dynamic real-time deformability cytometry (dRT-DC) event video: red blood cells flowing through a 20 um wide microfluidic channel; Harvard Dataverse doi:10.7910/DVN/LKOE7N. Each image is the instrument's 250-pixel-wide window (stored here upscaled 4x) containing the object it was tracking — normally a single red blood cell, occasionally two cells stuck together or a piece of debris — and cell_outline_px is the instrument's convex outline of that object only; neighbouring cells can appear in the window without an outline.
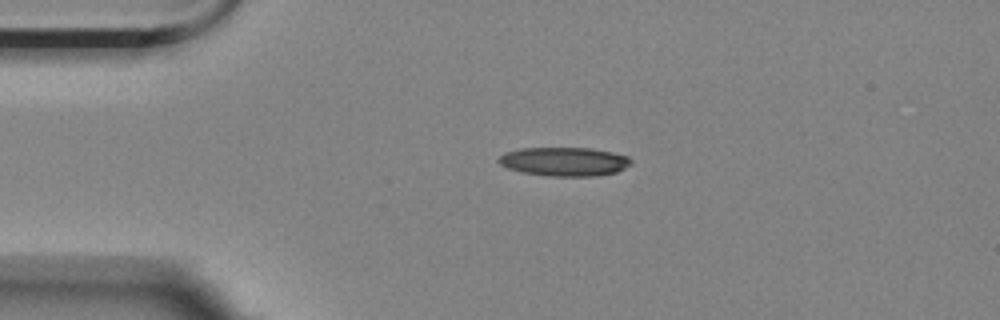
{"species": "Egyptian fruit bat (a non-hibernating species)", "species_latin": "Rousettus aegyptiacus", "temperature_condition": "room temperature", "stored_images_in_passage": 2, "camera_frame_rate_fps": 3000, "um_per_image_px": 0.085, "animal": {"sex": "female"}, "frame": {"image": 1, "passage_image": 1, "time_ms": 0.0, "image_size_px": [1000, 320], "cell_outline_px": [[632, 164], [616, 172], [592, 176], [548, 176], [524, 172], [508, 168], [500, 164], [496, 160], [504, 152], [520, 148], [592, 148], [612, 152], [628, 156], [632, 160]], "centroid_in_image_um": [47.97, 13.72], "position_along_channel_um": 37.0, "area_um2": 22.25}}